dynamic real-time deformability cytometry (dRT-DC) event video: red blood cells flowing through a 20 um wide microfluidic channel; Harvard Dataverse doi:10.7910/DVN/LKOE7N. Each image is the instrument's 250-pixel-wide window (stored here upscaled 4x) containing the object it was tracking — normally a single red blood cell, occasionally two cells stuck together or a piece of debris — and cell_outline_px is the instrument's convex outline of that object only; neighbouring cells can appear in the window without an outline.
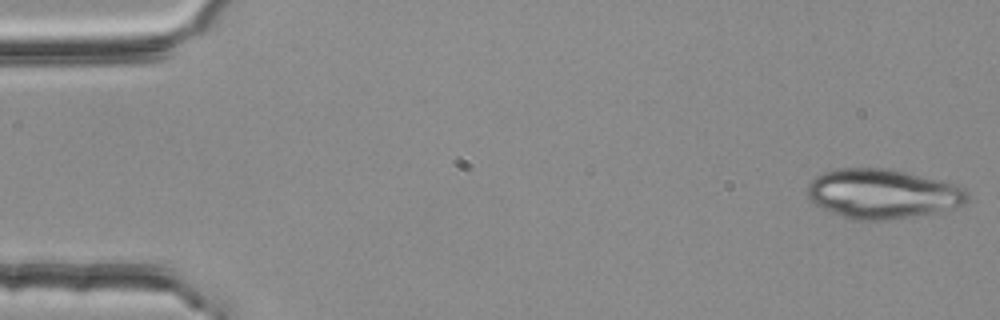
{"species": "common noctule bat (a hibernating species)", "species_latin": "Nyctalus noctula", "temperature_condition": "room temperature", "stored_images_in_passage": 4, "camera_frame_rate_fps": 3000, "um_per_image_px": 0.085, "animal": {"sex": "female", "body_mass_g": 25.1}, "frame": {"image": 1, "passage_image": 1, "time_ms": 0.0, "image_size_px": [1000, 320], "cell_outline_px": [[968, 204], [936, 212], [888, 220], [852, 220], [832, 212], [816, 204], [808, 196], [808, 184], [816, 176], [824, 172], [840, 168], [888, 168], [908, 172], [956, 184], [964, 188], [968, 192]], "centroid_in_image_um": [75.06, 16.46], "position_along_channel_um": 9.9, "area_um2": 46.12}}